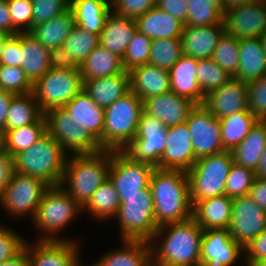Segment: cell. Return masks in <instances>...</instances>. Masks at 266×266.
I'll use <instances>...</instances> for the list:
<instances>
[{
    "label": "cell",
    "mask_w": 266,
    "mask_h": 266,
    "mask_svg": "<svg viewBox=\"0 0 266 266\" xmlns=\"http://www.w3.org/2000/svg\"><path fill=\"white\" fill-rule=\"evenodd\" d=\"M219 120L225 151H233L258 121L249 111L238 112Z\"/></svg>",
    "instance_id": "obj_38"
},
{
    "label": "cell",
    "mask_w": 266,
    "mask_h": 266,
    "mask_svg": "<svg viewBox=\"0 0 266 266\" xmlns=\"http://www.w3.org/2000/svg\"><path fill=\"white\" fill-rule=\"evenodd\" d=\"M152 39L144 33L136 31L122 58L125 71L147 64L150 56Z\"/></svg>",
    "instance_id": "obj_46"
},
{
    "label": "cell",
    "mask_w": 266,
    "mask_h": 266,
    "mask_svg": "<svg viewBox=\"0 0 266 266\" xmlns=\"http://www.w3.org/2000/svg\"><path fill=\"white\" fill-rule=\"evenodd\" d=\"M75 25L74 15L69 8L63 14L34 26L29 33L45 48L52 50L64 45Z\"/></svg>",
    "instance_id": "obj_34"
},
{
    "label": "cell",
    "mask_w": 266,
    "mask_h": 266,
    "mask_svg": "<svg viewBox=\"0 0 266 266\" xmlns=\"http://www.w3.org/2000/svg\"><path fill=\"white\" fill-rule=\"evenodd\" d=\"M46 131L52 136L70 156L80 154H93L103 151L100 143L90 132L79 126L67 110L54 108L44 113Z\"/></svg>",
    "instance_id": "obj_10"
},
{
    "label": "cell",
    "mask_w": 266,
    "mask_h": 266,
    "mask_svg": "<svg viewBox=\"0 0 266 266\" xmlns=\"http://www.w3.org/2000/svg\"><path fill=\"white\" fill-rule=\"evenodd\" d=\"M196 160L192 135L186 122L168 127L166 146L160 158L159 168L188 172Z\"/></svg>",
    "instance_id": "obj_18"
},
{
    "label": "cell",
    "mask_w": 266,
    "mask_h": 266,
    "mask_svg": "<svg viewBox=\"0 0 266 266\" xmlns=\"http://www.w3.org/2000/svg\"><path fill=\"white\" fill-rule=\"evenodd\" d=\"M266 147V121L258 120L249 134L232 151L234 162L256 172Z\"/></svg>",
    "instance_id": "obj_35"
},
{
    "label": "cell",
    "mask_w": 266,
    "mask_h": 266,
    "mask_svg": "<svg viewBox=\"0 0 266 266\" xmlns=\"http://www.w3.org/2000/svg\"><path fill=\"white\" fill-rule=\"evenodd\" d=\"M195 105L189 98L170 90L144 100L143 111L159 119L168 128L184 123Z\"/></svg>",
    "instance_id": "obj_21"
},
{
    "label": "cell",
    "mask_w": 266,
    "mask_h": 266,
    "mask_svg": "<svg viewBox=\"0 0 266 266\" xmlns=\"http://www.w3.org/2000/svg\"><path fill=\"white\" fill-rule=\"evenodd\" d=\"M0 65L21 67V33L5 41Z\"/></svg>",
    "instance_id": "obj_54"
},
{
    "label": "cell",
    "mask_w": 266,
    "mask_h": 266,
    "mask_svg": "<svg viewBox=\"0 0 266 266\" xmlns=\"http://www.w3.org/2000/svg\"><path fill=\"white\" fill-rule=\"evenodd\" d=\"M244 265L250 266L253 262L266 257V228L246 246L243 247Z\"/></svg>",
    "instance_id": "obj_55"
},
{
    "label": "cell",
    "mask_w": 266,
    "mask_h": 266,
    "mask_svg": "<svg viewBox=\"0 0 266 266\" xmlns=\"http://www.w3.org/2000/svg\"><path fill=\"white\" fill-rule=\"evenodd\" d=\"M110 5L114 14L134 20L156 6L153 0H110Z\"/></svg>",
    "instance_id": "obj_52"
},
{
    "label": "cell",
    "mask_w": 266,
    "mask_h": 266,
    "mask_svg": "<svg viewBox=\"0 0 266 266\" xmlns=\"http://www.w3.org/2000/svg\"><path fill=\"white\" fill-rule=\"evenodd\" d=\"M21 68L32 84L50 69L49 50L29 32L21 33Z\"/></svg>",
    "instance_id": "obj_32"
},
{
    "label": "cell",
    "mask_w": 266,
    "mask_h": 266,
    "mask_svg": "<svg viewBox=\"0 0 266 266\" xmlns=\"http://www.w3.org/2000/svg\"><path fill=\"white\" fill-rule=\"evenodd\" d=\"M240 60L233 78L245 83L266 76V56L260 38L240 40Z\"/></svg>",
    "instance_id": "obj_31"
},
{
    "label": "cell",
    "mask_w": 266,
    "mask_h": 266,
    "mask_svg": "<svg viewBox=\"0 0 266 266\" xmlns=\"http://www.w3.org/2000/svg\"><path fill=\"white\" fill-rule=\"evenodd\" d=\"M46 132L43 114L35 123L6 131L3 134L4 151L14 157L20 151L32 147Z\"/></svg>",
    "instance_id": "obj_40"
},
{
    "label": "cell",
    "mask_w": 266,
    "mask_h": 266,
    "mask_svg": "<svg viewBox=\"0 0 266 266\" xmlns=\"http://www.w3.org/2000/svg\"><path fill=\"white\" fill-rule=\"evenodd\" d=\"M188 0H160L157 6L186 23L188 17Z\"/></svg>",
    "instance_id": "obj_57"
},
{
    "label": "cell",
    "mask_w": 266,
    "mask_h": 266,
    "mask_svg": "<svg viewBox=\"0 0 266 266\" xmlns=\"http://www.w3.org/2000/svg\"><path fill=\"white\" fill-rule=\"evenodd\" d=\"M26 243V239L14 232L11 227L0 224V263L17 254Z\"/></svg>",
    "instance_id": "obj_53"
},
{
    "label": "cell",
    "mask_w": 266,
    "mask_h": 266,
    "mask_svg": "<svg viewBox=\"0 0 266 266\" xmlns=\"http://www.w3.org/2000/svg\"><path fill=\"white\" fill-rule=\"evenodd\" d=\"M166 138V125L143 111L136 136L123 151L134 161L145 162L159 168Z\"/></svg>",
    "instance_id": "obj_12"
},
{
    "label": "cell",
    "mask_w": 266,
    "mask_h": 266,
    "mask_svg": "<svg viewBox=\"0 0 266 266\" xmlns=\"http://www.w3.org/2000/svg\"><path fill=\"white\" fill-rule=\"evenodd\" d=\"M203 231L193 217L160 226L150 241L152 266L201 265Z\"/></svg>",
    "instance_id": "obj_1"
},
{
    "label": "cell",
    "mask_w": 266,
    "mask_h": 266,
    "mask_svg": "<svg viewBox=\"0 0 266 266\" xmlns=\"http://www.w3.org/2000/svg\"><path fill=\"white\" fill-rule=\"evenodd\" d=\"M248 111L260 121H266V76L247 83Z\"/></svg>",
    "instance_id": "obj_49"
},
{
    "label": "cell",
    "mask_w": 266,
    "mask_h": 266,
    "mask_svg": "<svg viewBox=\"0 0 266 266\" xmlns=\"http://www.w3.org/2000/svg\"><path fill=\"white\" fill-rule=\"evenodd\" d=\"M198 59L182 55L169 70L171 91L189 98L195 104H203V95L196 77Z\"/></svg>",
    "instance_id": "obj_26"
},
{
    "label": "cell",
    "mask_w": 266,
    "mask_h": 266,
    "mask_svg": "<svg viewBox=\"0 0 266 266\" xmlns=\"http://www.w3.org/2000/svg\"><path fill=\"white\" fill-rule=\"evenodd\" d=\"M248 195L266 211V179L255 177Z\"/></svg>",
    "instance_id": "obj_59"
},
{
    "label": "cell",
    "mask_w": 266,
    "mask_h": 266,
    "mask_svg": "<svg viewBox=\"0 0 266 266\" xmlns=\"http://www.w3.org/2000/svg\"><path fill=\"white\" fill-rule=\"evenodd\" d=\"M13 27L19 33L32 30L33 7L31 0H7Z\"/></svg>",
    "instance_id": "obj_51"
},
{
    "label": "cell",
    "mask_w": 266,
    "mask_h": 266,
    "mask_svg": "<svg viewBox=\"0 0 266 266\" xmlns=\"http://www.w3.org/2000/svg\"><path fill=\"white\" fill-rule=\"evenodd\" d=\"M0 89L16 94L33 91V84L21 67L0 65Z\"/></svg>",
    "instance_id": "obj_48"
},
{
    "label": "cell",
    "mask_w": 266,
    "mask_h": 266,
    "mask_svg": "<svg viewBox=\"0 0 266 266\" xmlns=\"http://www.w3.org/2000/svg\"><path fill=\"white\" fill-rule=\"evenodd\" d=\"M137 30L153 39L181 38L185 23L157 5L136 20Z\"/></svg>",
    "instance_id": "obj_29"
},
{
    "label": "cell",
    "mask_w": 266,
    "mask_h": 266,
    "mask_svg": "<svg viewBox=\"0 0 266 266\" xmlns=\"http://www.w3.org/2000/svg\"><path fill=\"white\" fill-rule=\"evenodd\" d=\"M240 40L226 32L222 34L213 54V60L232 77L235 76L240 60Z\"/></svg>",
    "instance_id": "obj_44"
},
{
    "label": "cell",
    "mask_w": 266,
    "mask_h": 266,
    "mask_svg": "<svg viewBox=\"0 0 266 266\" xmlns=\"http://www.w3.org/2000/svg\"><path fill=\"white\" fill-rule=\"evenodd\" d=\"M187 26H210L223 23V13L211 0H188Z\"/></svg>",
    "instance_id": "obj_45"
},
{
    "label": "cell",
    "mask_w": 266,
    "mask_h": 266,
    "mask_svg": "<svg viewBox=\"0 0 266 266\" xmlns=\"http://www.w3.org/2000/svg\"><path fill=\"white\" fill-rule=\"evenodd\" d=\"M15 173L14 157L7 151L0 153V199L5 187L9 184Z\"/></svg>",
    "instance_id": "obj_58"
},
{
    "label": "cell",
    "mask_w": 266,
    "mask_h": 266,
    "mask_svg": "<svg viewBox=\"0 0 266 266\" xmlns=\"http://www.w3.org/2000/svg\"><path fill=\"white\" fill-rule=\"evenodd\" d=\"M123 249L107 251L90 266H152L150 242L122 240Z\"/></svg>",
    "instance_id": "obj_30"
},
{
    "label": "cell",
    "mask_w": 266,
    "mask_h": 266,
    "mask_svg": "<svg viewBox=\"0 0 266 266\" xmlns=\"http://www.w3.org/2000/svg\"><path fill=\"white\" fill-rule=\"evenodd\" d=\"M225 32L237 39L261 38L266 33V3L258 0L230 7L223 15Z\"/></svg>",
    "instance_id": "obj_15"
},
{
    "label": "cell",
    "mask_w": 266,
    "mask_h": 266,
    "mask_svg": "<svg viewBox=\"0 0 266 266\" xmlns=\"http://www.w3.org/2000/svg\"><path fill=\"white\" fill-rule=\"evenodd\" d=\"M121 205L113 217L118 220L121 240L150 242L159 228L154 218V205L150 185L140 193L118 195Z\"/></svg>",
    "instance_id": "obj_7"
},
{
    "label": "cell",
    "mask_w": 266,
    "mask_h": 266,
    "mask_svg": "<svg viewBox=\"0 0 266 266\" xmlns=\"http://www.w3.org/2000/svg\"><path fill=\"white\" fill-rule=\"evenodd\" d=\"M137 31L134 19L118 16L112 11L108 15L99 35V44L123 58L127 46Z\"/></svg>",
    "instance_id": "obj_28"
},
{
    "label": "cell",
    "mask_w": 266,
    "mask_h": 266,
    "mask_svg": "<svg viewBox=\"0 0 266 266\" xmlns=\"http://www.w3.org/2000/svg\"><path fill=\"white\" fill-rule=\"evenodd\" d=\"M68 155L47 132L14 156L15 173L37 177L50 186L61 184Z\"/></svg>",
    "instance_id": "obj_4"
},
{
    "label": "cell",
    "mask_w": 266,
    "mask_h": 266,
    "mask_svg": "<svg viewBox=\"0 0 266 266\" xmlns=\"http://www.w3.org/2000/svg\"><path fill=\"white\" fill-rule=\"evenodd\" d=\"M121 205L119 196L113 183L108 178L94 192L87 204L83 207V212L91 214L97 220L113 219Z\"/></svg>",
    "instance_id": "obj_39"
},
{
    "label": "cell",
    "mask_w": 266,
    "mask_h": 266,
    "mask_svg": "<svg viewBox=\"0 0 266 266\" xmlns=\"http://www.w3.org/2000/svg\"><path fill=\"white\" fill-rule=\"evenodd\" d=\"M211 4L216 6L223 14L225 13V0H211Z\"/></svg>",
    "instance_id": "obj_66"
},
{
    "label": "cell",
    "mask_w": 266,
    "mask_h": 266,
    "mask_svg": "<svg viewBox=\"0 0 266 266\" xmlns=\"http://www.w3.org/2000/svg\"><path fill=\"white\" fill-rule=\"evenodd\" d=\"M233 198L219 195L197 202L192 217L203 229H228L231 223Z\"/></svg>",
    "instance_id": "obj_24"
},
{
    "label": "cell",
    "mask_w": 266,
    "mask_h": 266,
    "mask_svg": "<svg viewBox=\"0 0 266 266\" xmlns=\"http://www.w3.org/2000/svg\"><path fill=\"white\" fill-rule=\"evenodd\" d=\"M142 113L143 101L131 91L105 108L102 149L123 151L136 136Z\"/></svg>",
    "instance_id": "obj_5"
},
{
    "label": "cell",
    "mask_w": 266,
    "mask_h": 266,
    "mask_svg": "<svg viewBox=\"0 0 266 266\" xmlns=\"http://www.w3.org/2000/svg\"><path fill=\"white\" fill-rule=\"evenodd\" d=\"M83 89L98 106L105 109L130 92L129 71L83 81Z\"/></svg>",
    "instance_id": "obj_27"
},
{
    "label": "cell",
    "mask_w": 266,
    "mask_h": 266,
    "mask_svg": "<svg viewBox=\"0 0 266 266\" xmlns=\"http://www.w3.org/2000/svg\"><path fill=\"white\" fill-rule=\"evenodd\" d=\"M0 266H28V242L25 246L13 257L0 263Z\"/></svg>",
    "instance_id": "obj_62"
},
{
    "label": "cell",
    "mask_w": 266,
    "mask_h": 266,
    "mask_svg": "<svg viewBox=\"0 0 266 266\" xmlns=\"http://www.w3.org/2000/svg\"><path fill=\"white\" fill-rule=\"evenodd\" d=\"M243 254V247L230 235L229 229L203 231L200 248L201 265L234 266L239 258L242 259Z\"/></svg>",
    "instance_id": "obj_17"
},
{
    "label": "cell",
    "mask_w": 266,
    "mask_h": 266,
    "mask_svg": "<svg viewBox=\"0 0 266 266\" xmlns=\"http://www.w3.org/2000/svg\"><path fill=\"white\" fill-rule=\"evenodd\" d=\"M4 151L3 135L0 133V153Z\"/></svg>",
    "instance_id": "obj_69"
},
{
    "label": "cell",
    "mask_w": 266,
    "mask_h": 266,
    "mask_svg": "<svg viewBox=\"0 0 266 266\" xmlns=\"http://www.w3.org/2000/svg\"><path fill=\"white\" fill-rule=\"evenodd\" d=\"M258 0H225V11L230 7L241 6Z\"/></svg>",
    "instance_id": "obj_64"
},
{
    "label": "cell",
    "mask_w": 266,
    "mask_h": 266,
    "mask_svg": "<svg viewBox=\"0 0 266 266\" xmlns=\"http://www.w3.org/2000/svg\"><path fill=\"white\" fill-rule=\"evenodd\" d=\"M150 187L158 227L192 217L190 183L186 171L155 168Z\"/></svg>",
    "instance_id": "obj_2"
},
{
    "label": "cell",
    "mask_w": 266,
    "mask_h": 266,
    "mask_svg": "<svg viewBox=\"0 0 266 266\" xmlns=\"http://www.w3.org/2000/svg\"><path fill=\"white\" fill-rule=\"evenodd\" d=\"M155 167L145 162L134 161L124 151H111L109 179L118 195H133L150 185Z\"/></svg>",
    "instance_id": "obj_13"
},
{
    "label": "cell",
    "mask_w": 266,
    "mask_h": 266,
    "mask_svg": "<svg viewBox=\"0 0 266 266\" xmlns=\"http://www.w3.org/2000/svg\"><path fill=\"white\" fill-rule=\"evenodd\" d=\"M50 68L54 69H80L72 53L63 46L49 50Z\"/></svg>",
    "instance_id": "obj_56"
},
{
    "label": "cell",
    "mask_w": 266,
    "mask_h": 266,
    "mask_svg": "<svg viewBox=\"0 0 266 266\" xmlns=\"http://www.w3.org/2000/svg\"><path fill=\"white\" fill-rule=\"evenodd\" d=\"M255 177L253 170L234 162L225 183V195L230 198L247 196Z\"/></svg>",
    "instance_id": "obj_47"
},
{
    "label": "cell",
    "mask_w": 266,
    "mask_h": 266,
    "mask_svg": "<svg viewBox=\"0 0 266 266\" xmlns=\"http://www.w3.org/2000/svg\"><path fill=\"white\" fill-rule=\"evenodd\" d=\"M196 77L204 96L218 89L233 77L221 68L213 58L198 59Z\"/></svg>",
    "instance_id": "obj_42"
},
{
    "label": "cell",
    "mask_w": 266,
    "mask_h": 266,
    "mask_svg": "<svg viewBox=\"0 0 266 266\" xmlns=\"http://www.w3.org/2000/svg\"><path fill=\"white\" fill-rule=\"evenodd\" d=\"M224 32V23L210 26L185 25L181 36L183 54L196 59L213 57L215 48Z\"/></svg>",
    "instance_id": "obj_22"
},
{
    "label": "cell",
    "mask_w": 266,
    "mask_h": 266,
    "mask_svg": "<svg viewBox=\"0 0 266 266\" xmlns=\"http://www.w3.org/2000/svg\"><path fill=\"white\" fill-rule=\"evenodd\" d=\"M9 37H10V35L0 31V61H1V58H2V51H3V48H4V43Z\"/></svg>",
    "instance_id": "obj_65"
},
{
    "label": "cell",
    "mask_w": 266,
    "mask_h": 266,
    "mask_svg": "<svg viewBox=\"0 0 266 266\" xmlns=\"http://www.w3.org/2000/svg\"><path fill=\"white\" fill-rule=\"evenodd\" d=\"M129 75L130 91L142 101L171 90L169 70L147 63L131 69Z\"/></svg>",
    "instance_id": "obj_23"
},
{
    "label": "cell",
    "mask_w": 266,
    "mask_h": 266,
    "mask_svg": "<svg viewBox=\"0 0 266 266\" xmlns=\"http://www.w3.org/2000/svg\"><path fill=\"white\" fill-rule=\"evenodd\" d=\"M202 105L218 119L248 111L247 83L232 78L207 94Z\"/></svg>",
    "instance_id": "obj_20"
},
{
    "label": "cell",
    "mask_w": 266,
    "mask_h": 266,
    "mask_svg": "<svg viewBox=\"0 0 266 266\" xmlns=\"http://www.w3.org/2000/svg\"><path fill=\"white\" fill-rule=\"evenodd\" d=\"M70 9L77 26L100 35L111 5L110 0H70Z\"/></svg>",
    "instance_id": "obj_33"
},
{
    "label": "cell",
    "mask_w": 266,
    "mask_h": 266,
    "mask_svg": "<svg viewBox=\"0 0 266 266\" xmlns=\"http://www.w3.org/2000/svg\"><path fill=\"white\" fill-rule=\"evenodd\" d=\"M182 55L181 38L153 39L148 64L170 70Z\"/></svg>",
    "instance_id": "obj_41"
},
{
    "label": "cell",
    "mask_w": 266,
    "mask_h": 266,
    "mask_svg": "<svg viewBox=\"0 0 266 266\" xmlns=\"http://www.w3.org/2000/svg\"><path fill=\"white\" fill-rule=\"evenodd\" d=\"M42 115L33 92L13 95L6 116L5 132L35 123Z\"/></svg>",
    "instance_id": "obj_37"
},
{
    "label": "cell",
    "mask_w": 266,
    "mask_h": 266,
    "mask_svg": "<svg viewBox=\"0 0 266 266\" xmlns=\"http://www.w3.org/2000/svg\"><path fill=\"white\" fill-rule=\"evenodd\" d=\"M13 93L0 89V133H5V121Z\"/></svg>",
    "instance_id": "obj_61"
},
{
    "label": "cell",
    "mask_w": 266,
    "mask_h": 266,
    "mask_svg": "<svg viewBox=\"0 0 266 266\" xmlns=\"http://www.w3.org/2000/svg\"><path fill=\"white\" fill-rule=\"evenodd\" d=\"M83 208L60 186H50L37 207L33 222L43 234L38 241H68L58 234Z\"/></svg>",
    "instance_id": "obj_6"
},
{
    "label": "cell",
    "mask_w": 266,
    "mask_h": 266,
    "mask_svg": "<svg viewBox=\"0 0 266 266\" xmlns=\"http://www.w3.org/2000/svg\"><path fill=\"white\" fill-rule=\"evenodd\" d=\"M260 39L262 41V47L266 56V33Z\"/></svg>",
    "instance_id": "obj_68"
},
{
    "label": "cell",
    "mask_w": 266,
    "mask_h": 266,
    "mask_svg": "<svg viewBox=\"0 0 266 266\" xmlns=\"http://www.w3.org/2000/svg\"><path fill=\"white\" fill-rule=\"evenodd\" d=\"M79 126L86 128L102 147L104 109L82 89L64 107Z\"/></svg>",
    "instance_id": "obj_25"
},
{
    "label": "cell",
    "mask_w": 266,
    "mask_h": 266,
    "mask_svg": "<svg viewBox=\"0 0 266 266\" xmlns=\"http://www.w3.org/2000/svg\"><path fill=\"white\" fill-rule=\"evenodd\" d=\"M154 3L157 5V3L160 1V0H153Z\"/></svg>",
    "instance_id": "obj_70"
},
{
    "label": "cell",
    "mask_w": 266,
    "mask_h": 266,
    "mask_svg": "<svg viewBox=\"0 0 266 266\" xmlns=\"http://www.w3.org/2000/svg\"><path fill=\"white\" fill-rule=\"evenodd\" d=\"M75 240L28 243V266H82Z\"/></svg>",
    "instance_id": "obj_19"
},
{
    "label": "cell",
    "mask_w": 266,
    "mask_h": 266,
    "mask_svg": "<svg viewBox=\"0 0 266 266\" xmlns=\"http://www.w3.org/2000/svg\"><path fill=\"white\" fill-rule=\"evenodd\" d=\"M250 266H266V257L253 262Z\"/></svg>",
    "instance_id": "obj_67"
},
{
    "label": "cell",
    "mask_w": 266,
    "mask_h": 266,
    "mask_svg": "<svg viewBox=\"0 0 266 266\" xmlns=\"http://www.w3.org/2000/svg\"><path fill=\"white\" fill-rule=\"evenodd\" d=\"M49 187V184L37 177L14 173L4 189L0 205L12 217L31 214L30 217L33 219L37 207Z\"/></svg>",
    "instance_id": "obj_11"
},
{
    "label": "cell",
    "mask_w": 266,
    "mask_h": 266,
    "mask_svg": "<svg viewBox=\"0 0 266 266\" xmlns=\"http://www.w3.org/2000/svg\"><path fill=\"white\" fill-rule=\"evenodd\" d=\"M0 31L13 36L19 32L13 27L7 0H0Z\"/></svg>",
    "instance_id": "obj_60"
},
{
    "label": "cell",
    "mask_w": 266,
    "mask_h": 266,
    "mask_svg": "<svg viewBox=\"0 0 266 266\" xmlns=\"http://www.w3.org/2000/svg\"><path fill=\"white\" fill-rule=\"evenodd\" d=\"M68 158L60 186L83 208L109 178L111 150Z\"/></svg>",
    "instance_id": "obj_3"
},
{
    "label": "cell",
    "mask_w": 266,
    "mask_h": 266,
    "mask_svg": "<svg viewBox=\"0 0 266 266\" xmlns=\"http://www.w3.org/2000/svg\"><path fill=\"white\" fill-rule=\"evenodd\" d=\"M256 177L266 179V147L262 153L259 166L255 172Z\"/></svg>",
    "instance_id": "obj_63"
},
{
    "label": "cell",
    "mask_w": 266,
    "mask_h": 266,
    "mask_svg": "<svg viewBox=\"0 0 266 266\" xmlns=\"http://www.w3.org/2000/svg\"><path fill=\"white\" fill-rule=\"evenodd\" d=\"M83 89L80 69L50 68L33 84V94L43 114L64 107Z\"/></svg>",
    "instance_id": "obj_9"
},
{
    "label": "cell",
    "mask_w": 266,
    "mask_h": 266,
    "mask_svg": "<svg viewBox=\"0 0 266 266\" xmlns=\"http://www.w3.org/2000/svg\"><path fill=\"white\" fill-rule=\"evenodd\" d=\"M266 228V211L249 195L233 198L230 235L242 247Z\"/></svg>",
    "instance_id": "obj_16"
},
{
    "label": "cell",
    "mask_w": 266,
    "mask_h": 266,
    "mask_svg": "<svg viewBox=\"0 0 266 266\" xmlns=\"http://www.w3.org/2000/svg\"><path fill=\"white\" fill-rule=\"evenodd\" d=\"M33 7L32 28L47 22L70 8V0H31Z\"/></svg>",
    "instance_id": "obj_50"
},
{
    "label": "cell",
    "mask_w": 266,
    "mask_h": 266,
    "mask_svg": "<svg viewBox=\"0 0 266 266\" xmlns=\"http://www.w3.org/2000/svg\"><path fill=\"white\" fill-rule=\"evenodd\" d=\"M233 163L232 151H223L196 160L187 172L192 206L201 200L225 194V183Z\"/></svg>",
    "instance_id": "obj_8"
},
{
    "label": "cell",
    "mask_w": 266,
    "mask_h": 266,
    "mask_svg": "<svg viewBox=\"0 0 266 266\" xmlns=\"http://www.w3.org/2000/svg\"><path fill=\"white\" fill-rule=\"evenodd\" d=\"M99 35L75 25L65 39L63 47L68 49L80 66L90 53L99 45Z\"/></svg>",
    "instance_id": "obj_43"
},
{
    "label": "cell",
    "mask_w": 266,
    "mask_h": 266,
    "mask_svg": "<svg viewBox=\"0 0 266 266\" xmlns=\"http://www.w3.org/2000/svg\"><path fill=\"white\" fill-rule=\"evenodd\" d=\"M122 58L100 44L80 65L82 80L104 78L124 72Z\"/></svg>",
    "instance_id": "obj_36"
},
{
    "label": "cell",
    "mask_w": 266,
    "mask_h": 266,
    "mask_svg": "<svg viewBox=\"0 0 266 266\" xmlns=\"http://www.w3.org/2000/svg\"><path fill=\"white\" fill-rule=\"evenodd\" d=\"M192 135L196 159L225 151L221 139L220 120L202 104H196L185 121Z\"/></svg>",
    "instance_id": "obj_14"
}]
</instances>
